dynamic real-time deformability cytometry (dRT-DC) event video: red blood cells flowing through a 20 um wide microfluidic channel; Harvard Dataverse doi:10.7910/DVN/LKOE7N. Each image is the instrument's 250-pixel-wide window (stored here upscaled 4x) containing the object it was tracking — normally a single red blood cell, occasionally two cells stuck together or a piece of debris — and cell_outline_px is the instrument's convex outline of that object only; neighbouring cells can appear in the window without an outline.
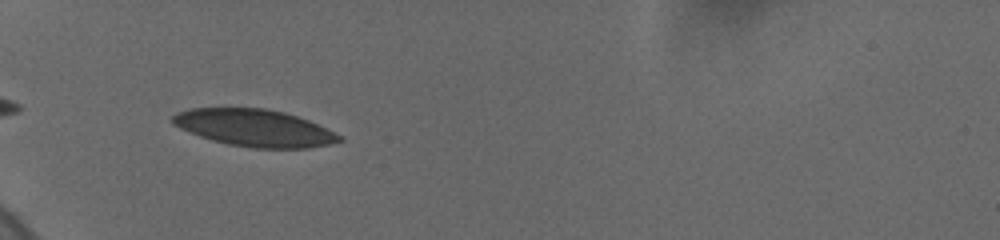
{"species": "human", "species_latin": "Homo sapiens", "temperature_condition": "cold", "stored_images_in_passage": 20, "camera_frame_rate_fps": 3000, "um_per_image_px": 0.085, "donor": {"sex": "female"}, "frame": {"image": 1, "passage_image": 1, "time_ms": 0.0, "image_size_px": [1000, 240], "cell_outline_px": [[344, 140], [328, 144], [308, 148], [252, 148], [228, 144], [212, 140], [200, 136], [180, 128], [172, 124], [172, 116], [176, 112], [188, 108], [268, 108], [284, 112], [308, 120], [344, 136]], "centroid_in_image_um": [21.63, 10.87], "position_along_channel_um": 63.4, "area_um2": 36.07}}
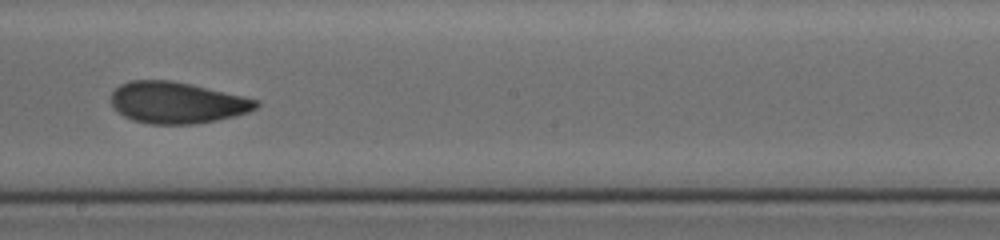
{"frame": {"image": 2, "passage_image": 8, "time_ms": 5.0, "image_size_px": [1000, 240], "cell_outline_px": [[260, 104], [256, 108], [248, 112], [216, 120], [192, 124], [152, 124], [132, 120], [124, 116], [112, 108], [112, 92], [120, 84], [132, 80], [172, 80], [244, 96], [260, 100]], "centroid_in_image_um": [15.03, 8.72], "position_along_channel_um": 233.2, "area_um2": 34.97}}
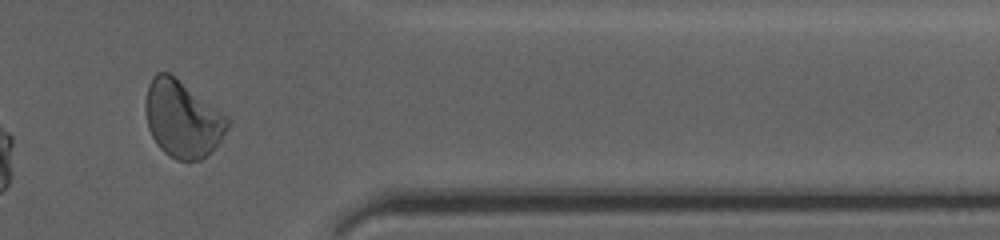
{"frame": {"image": 3, "passage_image": 16, "time_ms": 9.667, "image_size_px": [1000, 240], "cell_outline_px": [[232, 120], [228, 128], [220, 140], [200, 160], [176, 160], [164, 152], [156, 144], [148, 128], [144, 108], [148, 84], [152, 76], [156, 72], [168, 72], [228, 116]], "centroid_in_image_um": [15.48, 10.1], "position_along_channel_um": 395.9, "area_um2": 36.47}, "authors_computed_cell_mechanics": {"area_um2": 35.547, "velocity_mm_per_s": 3.672, "shape_relaxation_time_tau1_ms": 3.246, "shape_relaxation_time_tau2_ms": 1.2357, "deformation_change_tau1": 0.1063, "deformation_change_tau2": 0.0508}}